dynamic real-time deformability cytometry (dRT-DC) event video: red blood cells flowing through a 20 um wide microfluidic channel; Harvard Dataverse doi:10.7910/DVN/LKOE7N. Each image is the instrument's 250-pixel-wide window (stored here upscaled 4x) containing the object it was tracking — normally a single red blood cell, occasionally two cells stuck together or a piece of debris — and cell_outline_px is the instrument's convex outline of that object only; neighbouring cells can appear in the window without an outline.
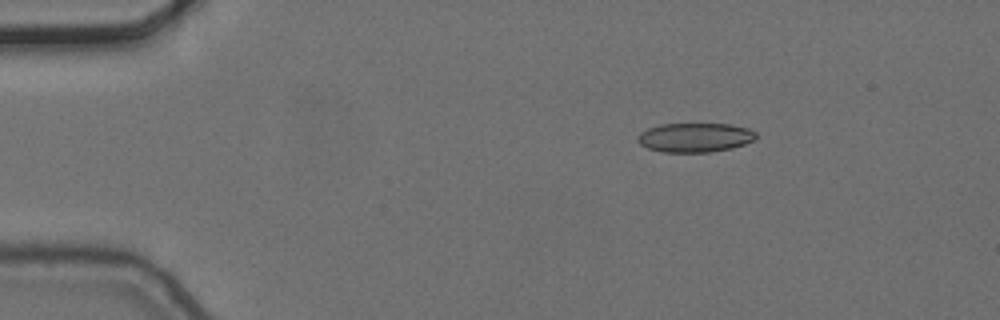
{"species": "common noctule bat (a hibernating species)", "species_latin": "Nyctalus noctula", "temperature_condition": "cold", "stored_images_in_passage": 3, "camera_frame_rate_fps": 3000, "um_per_image_px": 0.085, "animal": {"sex": "female", "body_mass_g": 24.6, "forearm_length_mm": 56.2}, "frame": {"image": 1, "passage_image": 1, "time_ms": 0.0, "image_size_px": [1000, 320], "cell_outline_px": [[756, 136], [752, 140], [744, 144], [732, 148], [708, 152], [664, 152], [648, 148], [640, 144], [636, 140], [636, 136], [640, 132], [648, 128], [660, 124], [732, 124], [748, 128], [756, 132]], "centroid_in_image_um": [59.04, 11.68], "position_along_channel_um": 26.0, "area_um2": 20.17}}